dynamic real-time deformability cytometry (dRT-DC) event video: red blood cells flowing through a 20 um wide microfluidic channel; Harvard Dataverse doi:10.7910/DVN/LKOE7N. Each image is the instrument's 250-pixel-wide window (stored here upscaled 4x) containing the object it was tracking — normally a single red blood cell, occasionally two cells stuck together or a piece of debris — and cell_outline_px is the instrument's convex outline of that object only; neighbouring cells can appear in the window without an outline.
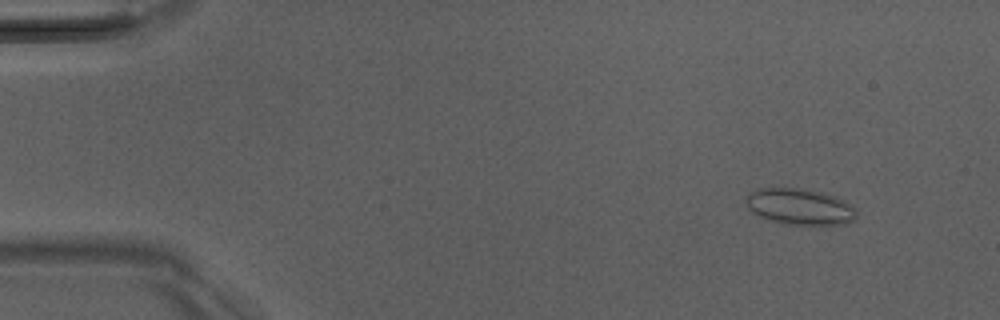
{"species": "Egyptian fruit bat (a non-hibernating species)", "species_latin": "Rousettus aegyptiacus", "temperature_condition": "room temperature", "stored_images_in_passage": 51, "camera_frame_rate_fps": 3000, "um_per_image_px": 0.085, "animal": {"sex": "male"}, "frame": {"image": 1, "passage_image": 5, "time_ms": 1.333, "image_size_px": [1000, 320], "cell_outline_px": [[856, 216], [848, 224], [784, 224], [760, 216], [752, 212], [748, 208], [748, 196], [752, 192], [760, 188], [800, 188], [824, 192], [844, 200], [852, 204], [856, 208]], "centroid_in_image_um": [68.04, 17.56], "position_along_channel_um": 17.0, "area_um2": 23.06}}
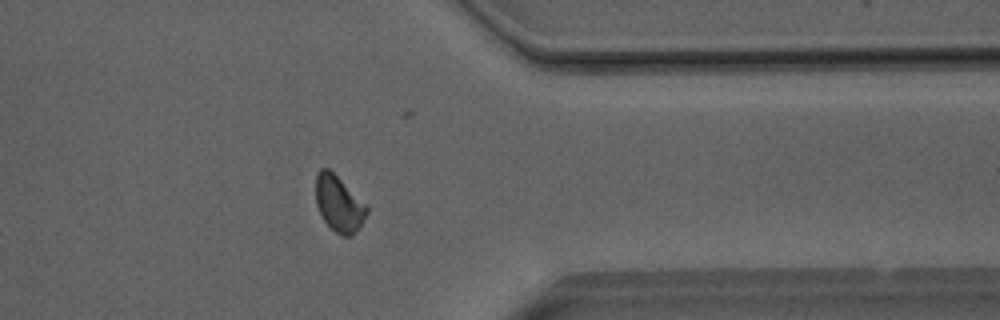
{"frame": {"image": 2, "passage_image": 41, "time_ms": 13.333, "image_size_px": [1000, 320], "cell_outline_px": [[368, 212], [352, 236], [344, 236], [336, 232], [324, 220], [316, 204], [316, 176], [320, 168], [328, 168], [368, 204]], "centroid_in_image_um": [28.82, 17.29], "position_along_channel_um": 382.6, "area_um2": 16.47}}
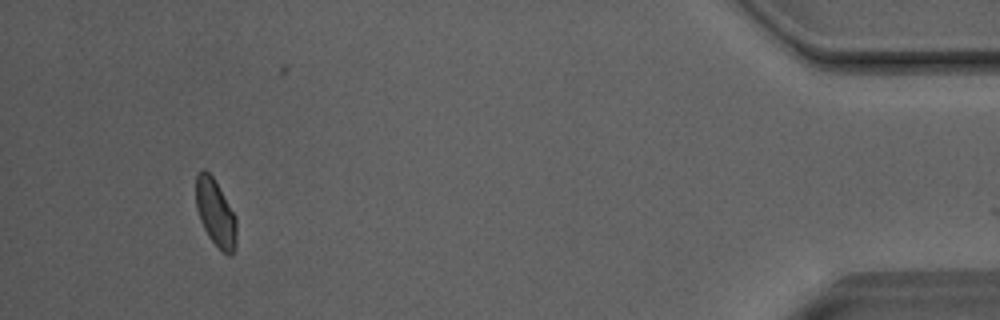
{"frame": {"image": 3, "passage_image": 48, "time_ms": 15.667, "image_size_px": [1000, 320], "cell_outline_px": [[236, 244], [232, 256], [228, 256], [208, 236], [200, 220], [196, 208], [196, 176], [200, 168], [204, 168], [212, 176], [236, 216]], "centroid_in_image_um": [18.32, 18.08], "position_along_channel_um": 416.9, "area_um2": 15.78}, "authors_computed_cell_mechanics": {"area_um2": 16.8198, "velocity_mm_per_s": 4.0402, "shape_relaxation_time_tau1_ms": 8.7292, "shape_relaxation_time_tau2_ms": 1.4141, "deformation_change_tau1": 0.108, "deformation_change_tau2": 0.056}}